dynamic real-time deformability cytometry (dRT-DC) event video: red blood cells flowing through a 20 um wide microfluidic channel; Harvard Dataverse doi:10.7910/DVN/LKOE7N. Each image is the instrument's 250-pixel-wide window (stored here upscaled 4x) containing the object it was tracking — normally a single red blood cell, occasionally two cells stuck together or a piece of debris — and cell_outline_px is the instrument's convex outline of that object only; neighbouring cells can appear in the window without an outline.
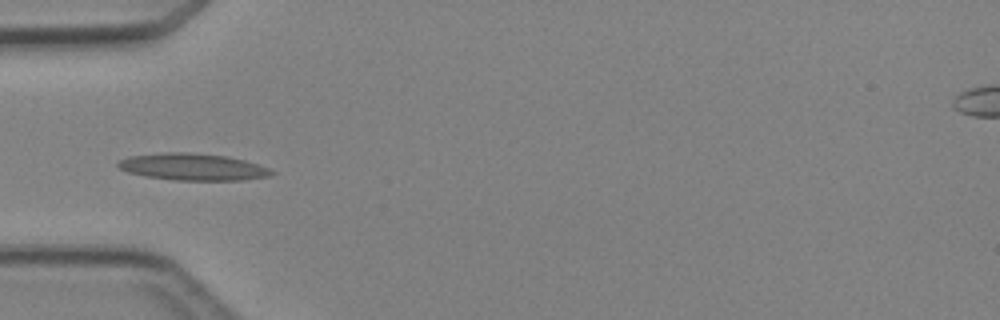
{"species": "Egyptian fruit bat (a non-hibernating species)", "species_latin": "Rousettus aegyptiacus", "temperature_condition": "cold", "stored_images_in_passage": 2, "camera_frame_rate_fps": 3000, "um_per_image_px": 0.085, "animal": {"sex": "female"}, "frame": {"image": 1, "passage_image": 2, "time_ms": 1.333, "image_size_px": [1000, 320], "cell_outline_px": [[276, 172], [268, 176], [244, 180], [172, 180], [144, 176], [128, 172], [120, 168], [116, 164], [120, 160], [128, 156], [160, 152], [188, 152], [228, 156], [244, 160], [268, 168]], "centroid_in_image_um": [16.35, 14.18], "position_along_channel_um": 68.6, "area_um2": 24.1}}